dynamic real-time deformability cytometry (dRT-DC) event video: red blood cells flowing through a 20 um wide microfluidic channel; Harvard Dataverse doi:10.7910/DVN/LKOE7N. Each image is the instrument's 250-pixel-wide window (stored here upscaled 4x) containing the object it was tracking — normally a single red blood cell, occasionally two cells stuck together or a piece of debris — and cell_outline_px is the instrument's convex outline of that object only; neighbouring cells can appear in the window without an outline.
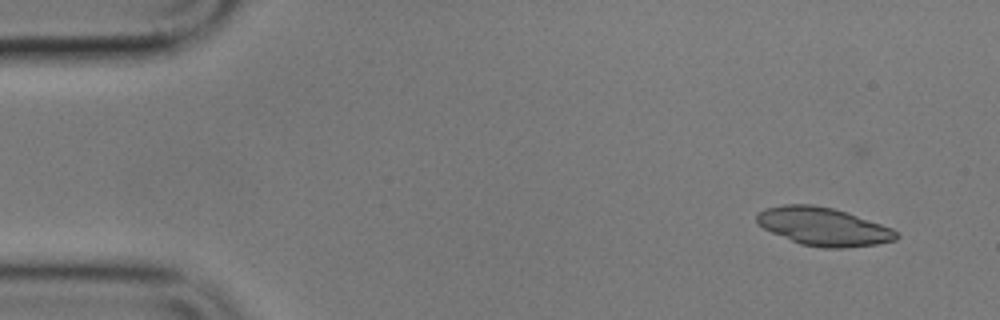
{"species": "common noctule bat (a hibernating species)", "species_latin": "Nyctalus noctula", "temperature_condition": "cold", "stored_images_in_passage": 4, "camera_frame_rate_fps": 3000, "um_per_image_px": 0.085, "animal": {"sex": "male", "body_mass_g": 17.9}, "frame": {"image": 1, "passage_image": 1, "time_ms": 0.0, "image_size_px": [1000, 320], "cell_outline_px": [[900, 236], [896, 240], [876, 244], [844, 248], [824, 248], [800, 244], [772, 232], [756, 224], [756, 216], [764, 208], [784, 204], [812, 204], [832, 208], [848, 212], [892, 228]], "centroid_in_image_um": [69.98, 19.25], "position_along_channel_um": 15.0, "area_um2": 31.04}}